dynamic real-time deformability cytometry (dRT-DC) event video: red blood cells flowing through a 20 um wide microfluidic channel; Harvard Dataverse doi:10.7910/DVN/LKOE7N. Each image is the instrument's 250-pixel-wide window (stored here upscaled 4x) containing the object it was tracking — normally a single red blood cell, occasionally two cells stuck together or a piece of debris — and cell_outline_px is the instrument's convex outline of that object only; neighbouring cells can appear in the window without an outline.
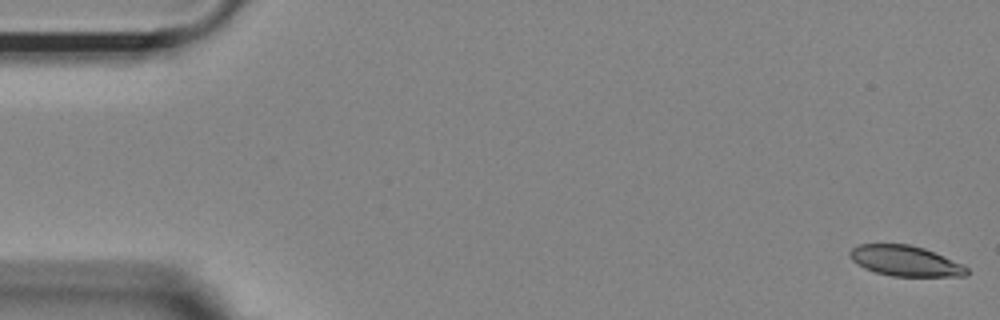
{"species": "Egyptian fruit bat (a non-hibernating species)", "species_latin": "Rousettus aegyptiacus", "temperature_condition": "room temperature", "stored_images_in_passage": 54, "camera_frame_rate_fps": 3000, "um_per_image_px": 0.085, "animal": {"sex": "female"}, "frame": {"image": 1, "passage_image": 1, "time_ms": 0.0, "image_size_px": [1000, 320], "cell_outline_px": [[968, 276], [892, 276], [876, 272], [864, 268], [852, 260], [848, 252], [856, 244], [908, 244], [924, 248], [960, 264], [968, 268]], "centroid_in_image_um": [76.9, 22.17], "position_along_channel_um": 8.1, "area_um2": 20.52}}
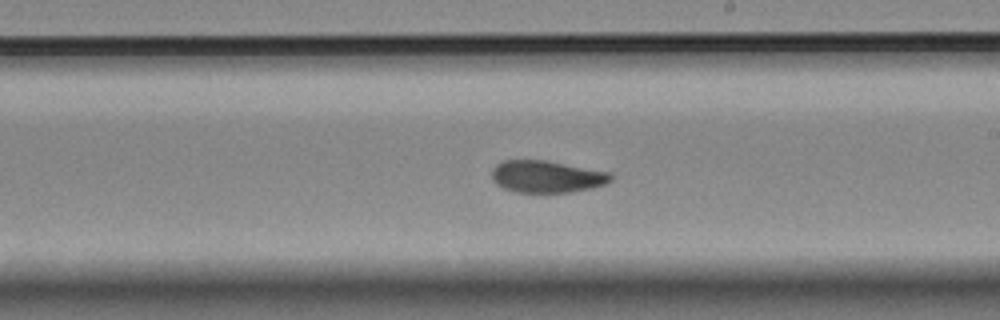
{"frame": {"image": 2, "passage_image": 31, "time_ms": 10.0, "image_size_px": [1000, 320], "cell_outline_px": [[612, 180], [604, 184], [592, 188], [568, 192], [516, 192], [504, 188], [496, 184], [492, 180], [492, 168], [496, 164], [504, 160], [544, 160], [608, 172], [612, 176]], "centroid_in_image_um": [46.42, 15.01], "position_along_channel_um": 242.6, "area_um2": 22.02}}
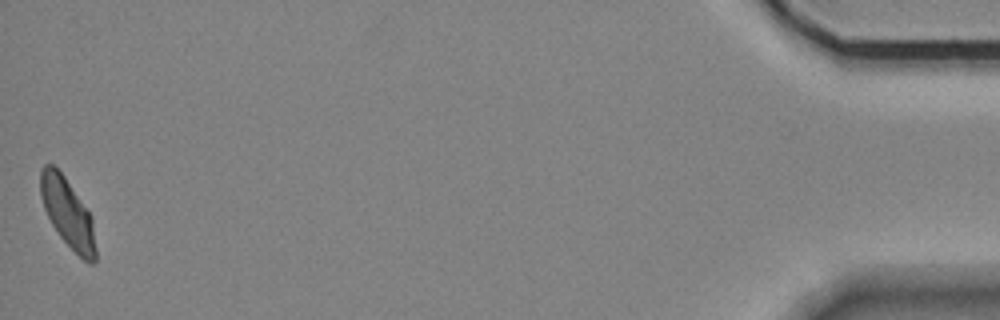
{"frame": {"image": 3, "passage_image": 54, "time_ms": 17.667, "image_size_px": [1000, 320], "cell_outline_px": [[96, 260], [92, 264], [88, 264], [60, 236], [52, 224], [44, 208], [40, 196], [40, 172], [44, 164], [52, 164], [64, 176], [92, 216], [96, 248]], "centroid_in_image_um": [5.76, 18.11], "position_along_channel_um": 429.4, "area_um2": 21.96}, "authors_computed_cell_mechanics": {"area_um2": 22.4553, "velocity_mm_per_s": 3.6617, "shape_relaxation_time_tau1_ms": 7.5746, "shape_relaxation_time_tau2_ms": 2.433, "deformation_change_tau1": 0.1786, "deformation_change_tau2": 0.07}}